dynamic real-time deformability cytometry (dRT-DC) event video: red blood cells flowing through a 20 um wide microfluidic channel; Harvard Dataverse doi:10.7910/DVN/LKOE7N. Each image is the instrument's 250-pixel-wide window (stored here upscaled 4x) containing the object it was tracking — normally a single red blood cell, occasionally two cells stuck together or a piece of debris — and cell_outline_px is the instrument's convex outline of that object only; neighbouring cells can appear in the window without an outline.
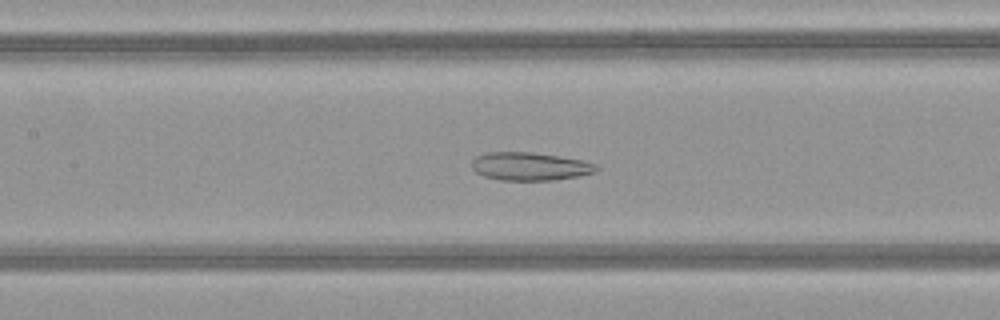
{"species": "common noctule bat (a hibernating species)", "species_latin": "Nyctalus noctula", "temperature_condition": "warm", "stored_images_in_passage": 48, "camera_frame_rate_fps": 3000, "um_per_image_px": 0.085, "animal": {"sex": "female", "body_mass_g": 21.9}, "frame": {"image": 1, "passage_image": 22, "time_ms": 7.0, "image_size_px": [1000, 320], "cell_outline_px": [[600, 168], [596, 172], [576, 176], [552, 180], [500, 180], [484, 176], [476, 172], [472, 168], [472, 160], [476, 156], [484, 152], [532, 152], [560, 156], [584, 160], [596, 164]], "centroid_in_image_um": [45.04, 14.13], "position_along_channel_um": 162.4, "area_um2": 20.52}}
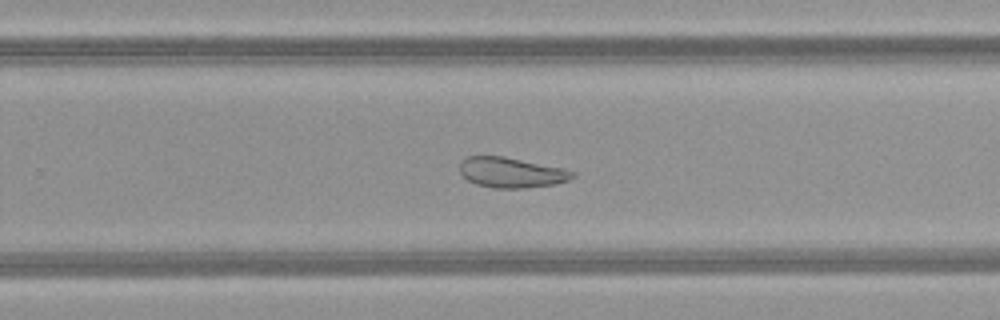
{"frame": {"image": 2, "passage_image": 31, "time_ms": 10.0, "image_size_px": [1000, 320], "cell_outline_px": [[576, 176], [568, 180], [556, 184], [524, 188], [496, 188], [476, 184], [468, 180], [460, 172], [460, 160], [468, 156], [504, 156], [560, 168], [576, 172]], "centroid_in_image_um": [43.45, 14.66], "position_along_channel_um": 286.4, "area_um2": 19.77}}
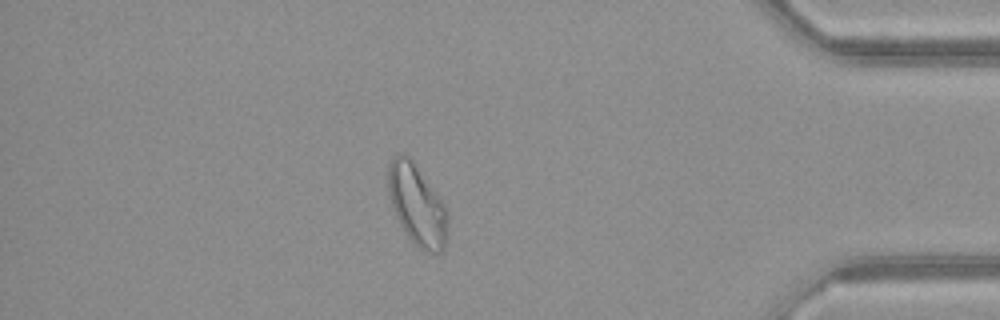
{"frame": {"image": 3, "passage_image": 42, "time_ms": 13.667, "image_size_px": [1000, 320], "cell_outline_px": [[448, 236], [444, 248], [440, 252], [428, 252], [420, 248], [408, 236], [400, 224], [392, 208], [388, 196], [388, 164], [392, 156], [396, 152], [404, 152], [412, 160], [440, 196], [448, 212]], "centroid_in_image_um": [35.45, 17.38], "position_along_channel_um": 399.8, "area_um2": 28.44}, "authors_computed_cell_mechanics": {"area_um2": 27.3972, "velocity_mm_per_s": 4.1536, "shape_relaxation_time_tau1_ms": null, "shape_relaxation_time_tau2_ms": 2.133, "deformation_change_tau1": null, "deformation_change_tau2": 0.0912}}